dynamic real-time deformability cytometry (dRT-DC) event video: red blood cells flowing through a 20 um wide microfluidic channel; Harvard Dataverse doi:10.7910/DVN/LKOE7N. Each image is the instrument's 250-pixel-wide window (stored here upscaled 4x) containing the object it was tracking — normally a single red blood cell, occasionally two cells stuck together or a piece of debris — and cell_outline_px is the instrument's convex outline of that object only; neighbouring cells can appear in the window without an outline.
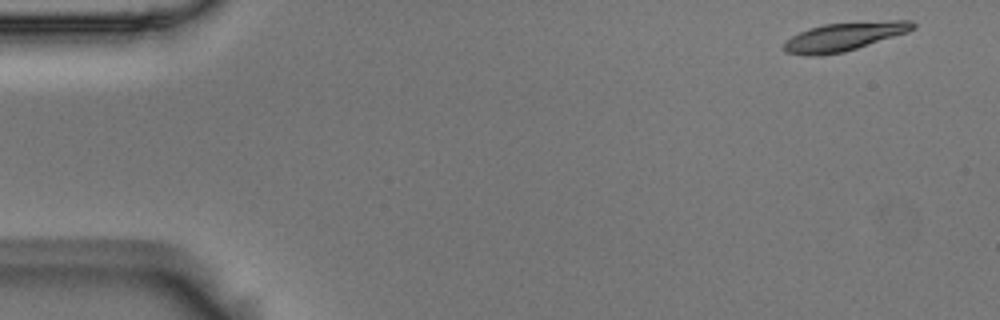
{"species": "Egyptian fruit bat (a non-hibernating species)", "species_latin": "Rousettus aegyptiacus", "temperature_condition": "room temperature", "stored_images_in_passage": 6, "camera_frame_rate_fps": 3000, "um_per_image_px": 0.085, "animal": {"sex": "male"}, "frame": {"image": 1, "passage_image": 1, "time_ms": 0.0, "image_size_px": [1000, 320], "cell_outline_px": [[916, 28], [908, 32], [844, 52], [820, 56], [804, 56], [784, 52], [784, 44], [792, 36], [800, 32], [824, 24], [892, 20], [912, 20], [916, 24]], "centroid_in_image_um": [71.78, 3.12], "position_along_channel_um": 13.2, "area_um2": 21.33}}
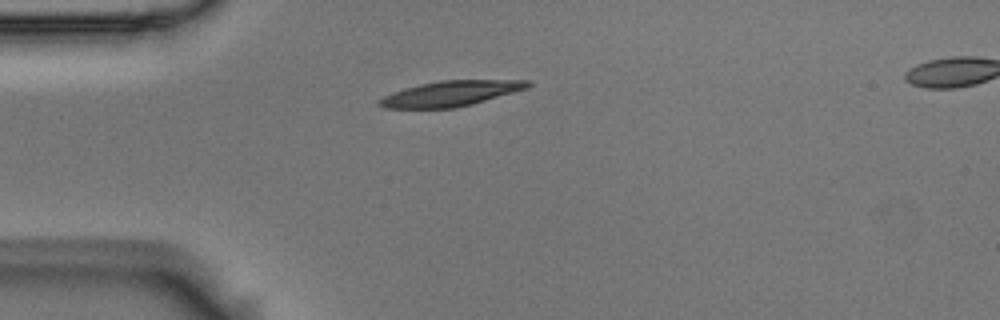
{"frame": {"image": 2, "passage_image": 4, "time_ms": 1.0, "image_size_px": [1000, 320], "cell_outline_px": [[532, 84], [528, 88], [472, 104], [456, 108], [384, 108], [376, 104], [376, 100], [392, 92], [404, 88], [420, 84], [440, 80], [528, 80]], "centroid_in_image_um": [38.27, 7.95], "position_along_channel_um": 46.7, "area_um2": 21.96}}
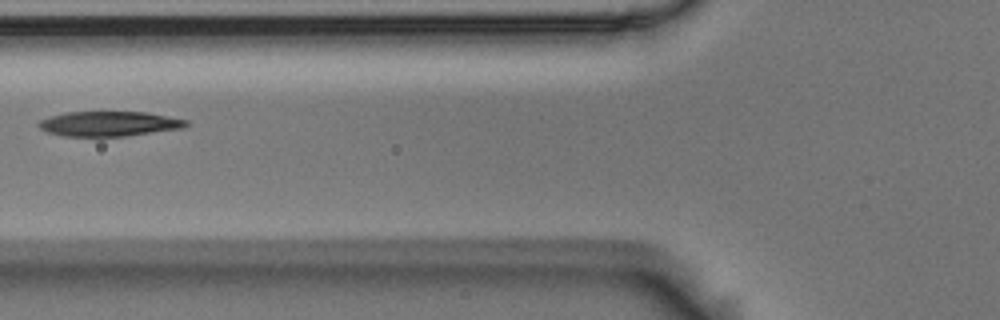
{"frame": {"image": 3, "passage_image": 6, "time_ms": 1.667, "image_size_px": [1000, 320], "cell_outline_px": [[188, 124], [184, 128], [124, 136], [64, 136], [48, 132], [40, 128], [36, 124], [40, 120], [48, 116], [68, 112], [148, 112], [188, 120]], "centroid_in_image_um": [9.27, 10.51], "position_along_channel_um": 116.5, "area_um2": 21.39}}